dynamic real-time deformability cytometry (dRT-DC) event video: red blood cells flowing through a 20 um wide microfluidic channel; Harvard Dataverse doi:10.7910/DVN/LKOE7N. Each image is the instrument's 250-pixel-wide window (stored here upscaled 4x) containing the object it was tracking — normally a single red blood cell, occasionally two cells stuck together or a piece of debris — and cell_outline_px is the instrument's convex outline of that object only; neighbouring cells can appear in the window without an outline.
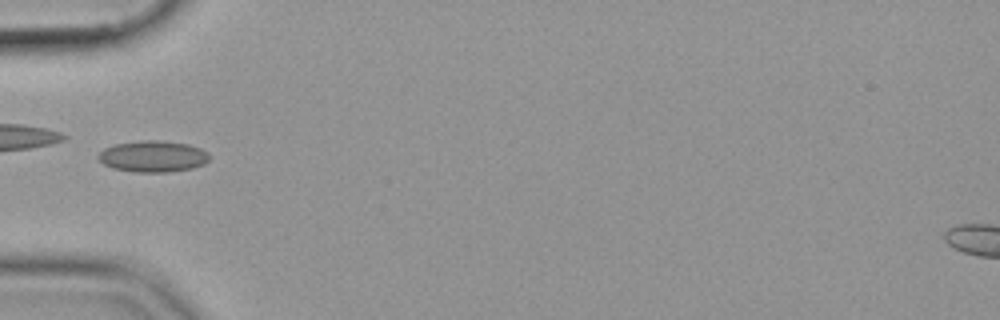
{"species": "common noctule bat (a hibernating species)", "species_latin": "Nyctalus noctula", "temperature_condition": "cold", "stored_images_in_passage": 10, "camera_frame_rate_fps": 3000, "um_per_image_px": 0.085, "animal": {"sex": "female", "body_mass_g": 19.9}, "frame": {"image": 1, "passage_image": 1, "time_ms": 0.0, "image_size_px": [1000, 320], "cell_outline_px": [[208, 160], [204, 164], [192, 168], [168, 172], [132, 172], [112, 168], [104, 164], [96, 156], [104, 148], [116, 144], [140, 140], [160, 140], [188, 144], [200, 148], [208, 152]], "centroid_in_image_um": [12.98, 13.29], "position_along_channel_um": 72.0, "area_um2": 20.35}}
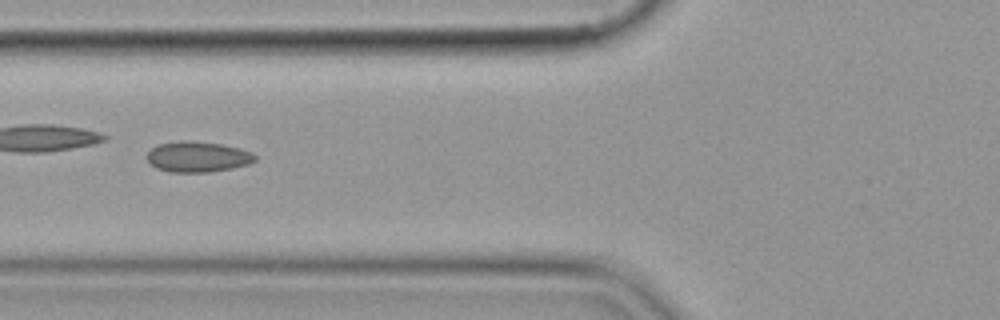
{"frame": {"image": 2, "passage_image": 4, "time_ms": 1.0, "image_size_px": [1000, 320], "cell_outline_px": [[256, 160], [248, 164], [232, 168], [208, 172], [172, 172], [156, 168], [148, 160], [148, 152], [152, 148], [160, 144], [180, 140], [188, 140], [220, 144], [240, 148], [252, 152], [256, 156]], "centroid_in_image_um": [16.83, 13.32], "position_along_channel_um": 109.0, "area_um2": 19.13}}